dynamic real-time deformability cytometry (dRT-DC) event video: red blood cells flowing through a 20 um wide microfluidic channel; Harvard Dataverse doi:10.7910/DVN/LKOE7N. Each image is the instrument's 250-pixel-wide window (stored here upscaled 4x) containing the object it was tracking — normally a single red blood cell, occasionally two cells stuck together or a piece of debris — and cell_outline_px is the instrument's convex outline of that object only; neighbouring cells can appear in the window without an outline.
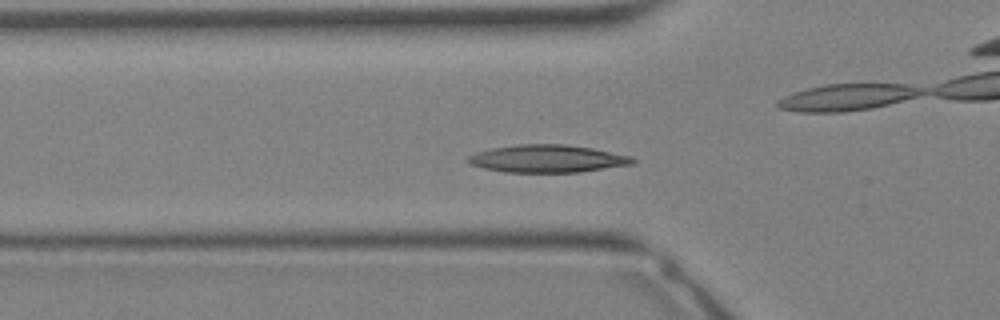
{"species": "Egyptian fruit bat (a non-hibernating species)", "species_latin": "Rousettus aegyptiacus", "temperature_condition": "warm", "stored_images_in_passage": 29, "camera_frame_rate_fps": 3000, "um_per_image_px": 0.085, "animal": {"sex": "female"}, "frame": {"image": 1, "passage_image": 5, "time_ms": 1.333, "image_size_px": [1000, 320], "cell_outline_px": [[636, 164], [580, 172], [504, 172], [484, 168], [468, 164], [468, 156], [476, 152], [492, 148], [516, 144], [564, 144], [592, 148], [632, 156], [636, 160]], "centroid_in_image_um": [46.55, 13.49], "position_along_channel_um": 79.2, "area_um2": 26.65}}